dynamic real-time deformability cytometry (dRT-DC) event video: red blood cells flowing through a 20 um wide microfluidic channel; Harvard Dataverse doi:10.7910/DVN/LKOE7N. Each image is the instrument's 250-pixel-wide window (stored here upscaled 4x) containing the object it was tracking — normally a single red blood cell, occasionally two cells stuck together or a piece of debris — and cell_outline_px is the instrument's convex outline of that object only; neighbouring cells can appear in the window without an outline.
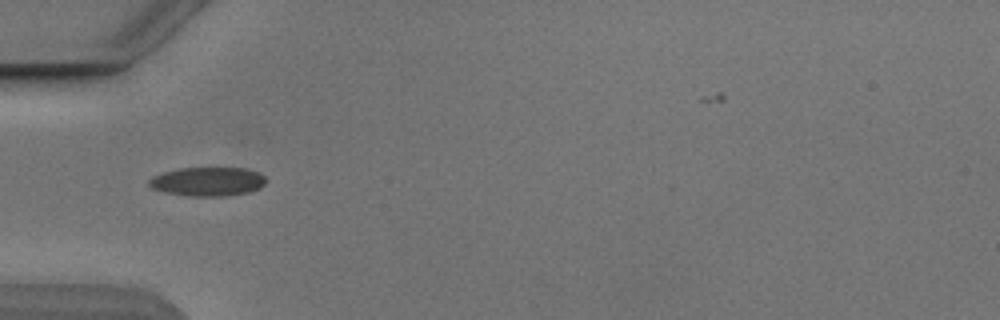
{"species": "Egyptian fruit bat (a non-hibernating species)", "species_latin": "Rousettus aegyptiacus", "temperature_condition": "cold", "stored_images_in_passage": 22, "camera_frame_rate_fps": 3000, "um_per_image_px": 0.085, "animal": {"sex": "male"}, "frame": {"image": 1, "passage_image": 1, "time_ms": 0.0, "image_size_px": [1000, 320], "cell_outline_px": [[264, 184], [260, 188], [248, 192], [228, 196], [188, 196], [164, 192], [152, 188], [148, 184], [148, 180], [152, 176], [164, 172], [180, 168], [244, 168], [256, 172], [264, 176]], "centroid_in_image_um": [17.62, 15.44], "position_along_channel_um": 67.4, "area_um2": 19.65}}
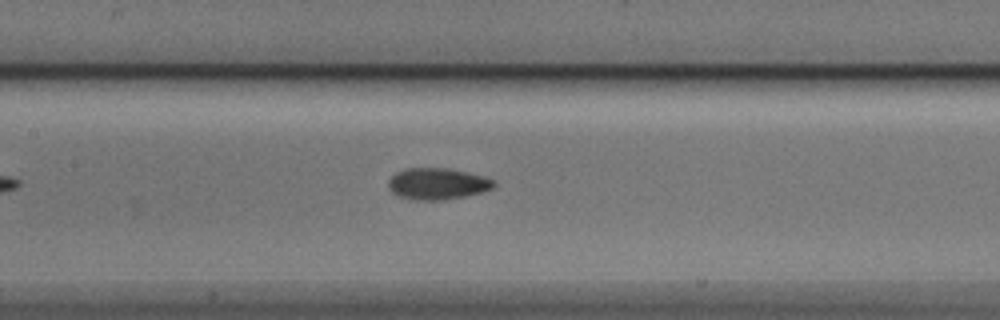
{"frame": {"image": 2, "passage_image": 9, "time_ms": 2.667, "image_size_px": [1000, 320], "cell_outline_px": [[496, 184], [492, 188], [480, 192], [464, 196], [444, 200], [408, 200], [396, 196], [388, 188], [388, 180], [396, 172], [404, 168], [448, 168], [484, 176], [496, 180]], "centroid_in_image_um": [37.14, 15.62], "position_along_channel_um": 170.3, "area_um2": 19.59}}
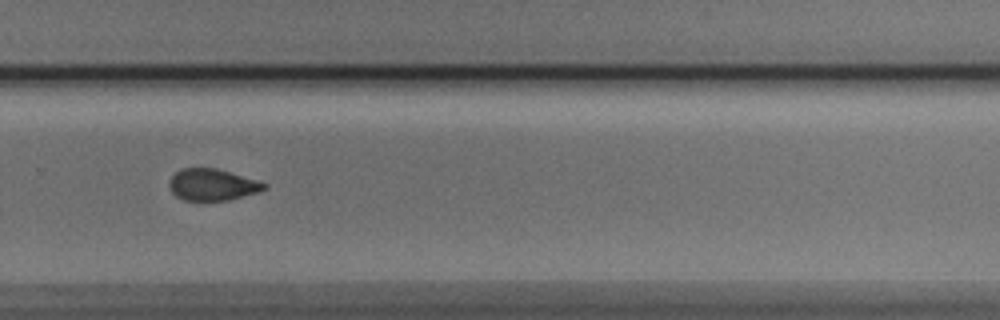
{"frame": {"image": 3, "passage_image": 20, "time_ms": 6.333, "image_size_px": [1000, 320], "cell_outline_px": [[268, 188], [260, 192], [228, 200], [184, 200], [176, 196], [172, 192], [168, 184], [168, 180], [180, 168], [216, 168], [260, 180], [268, 184]], "centroid_in_image_um": [18.09, 15.69], "position_along_channel_um": 311.7, "area_um2": 17.74}}